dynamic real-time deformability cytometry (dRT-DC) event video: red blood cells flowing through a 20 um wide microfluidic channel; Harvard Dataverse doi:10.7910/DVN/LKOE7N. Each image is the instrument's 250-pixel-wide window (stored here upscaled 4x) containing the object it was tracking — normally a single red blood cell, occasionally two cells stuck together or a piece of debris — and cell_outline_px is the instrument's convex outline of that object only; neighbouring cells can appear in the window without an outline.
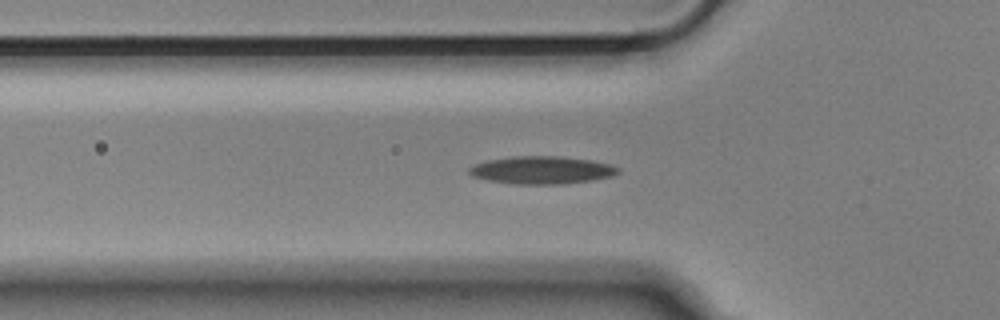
{"species": "Egyptian fruit bat (a non-hibernating species)", "species_latin": "Rousettus aegyptiacus", "temperature_condition": "cold", "stored_images_in_passage": 52, "camera_frame_rate_fps": 3000, "um_per_image_px": 0.085, "animal": {"sex": "male"}, "frame": {"image": 1, "passage_image": 16, "time_ms": 5.0, "image_size_px": [1000, 320], "cell_outline_px": [[620, 172], [612, 176], [592, 180], [560, 184], [516, 184], [488, 180], [472, 176], [468, 172], [468, 168], [476, 164], [488, 160], [512, 156], [560, 156], [592, 160], [612, 164], [620, 168]], "centroid_in_image_um": [46.08, 14.45], "position_along_channel_um": 79.7, "area_um2": 24.1}}
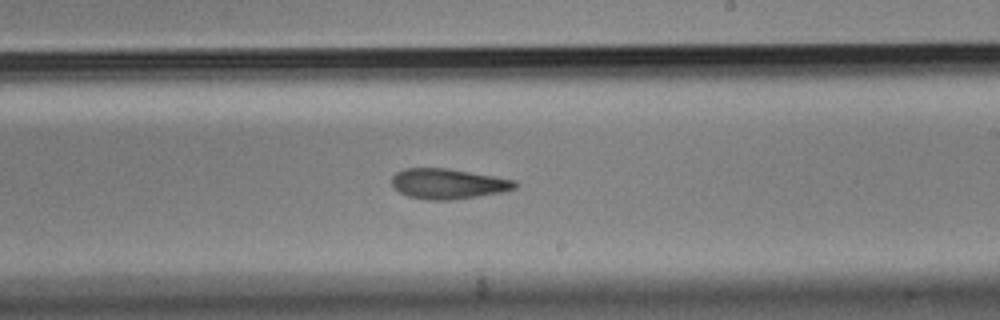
{"frame": {"image": 2, "passage_image": 30, "time_ms": 9.667, "image_size_px": [1000, 320], "cell_outline_px": [[520, 184], [516, 188], [504, 192], [456, 200], [428, 200], [408, 196], [400, 192], [392, 184], [392, 176], [396, 172], [404, 168], [448, 168], [516, 180]], "centroid_in_image_um": [38.13, 15.62], "position_along_channel_um": 250.9, "area_um2": 21.96}}
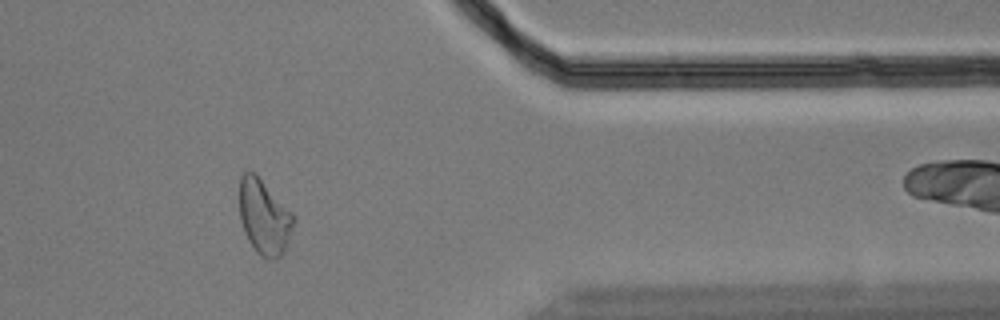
{"frame": {"image": 3, "passage_image": 43, "time_ms": 14.0, "image_size_px": [1000, 320], "cell_outline_px": [[296, 220], [284, 252], [276, 260], [268, 260], [260, 256], [256, 252], [248, 240], [244, 232], [240, 220], [240, 176], [244, 168], [256, 172], [296, 216]], "centroid_in_image_um": [22.46, 18.42], "position_along_channel_um": 388.9, "area_um2": 24.33}, "authors_computed_cell_mechanics": {"area_um2": 22.5998, "velocity_mm_per_s": 3.6552, "shape_relaxation_time_tau1_ms": null, "shape_relaxation_time_tau2_ms": 6.5061, "deformation_change_tau1": null, "deformation_change_tau2": 0.168}}